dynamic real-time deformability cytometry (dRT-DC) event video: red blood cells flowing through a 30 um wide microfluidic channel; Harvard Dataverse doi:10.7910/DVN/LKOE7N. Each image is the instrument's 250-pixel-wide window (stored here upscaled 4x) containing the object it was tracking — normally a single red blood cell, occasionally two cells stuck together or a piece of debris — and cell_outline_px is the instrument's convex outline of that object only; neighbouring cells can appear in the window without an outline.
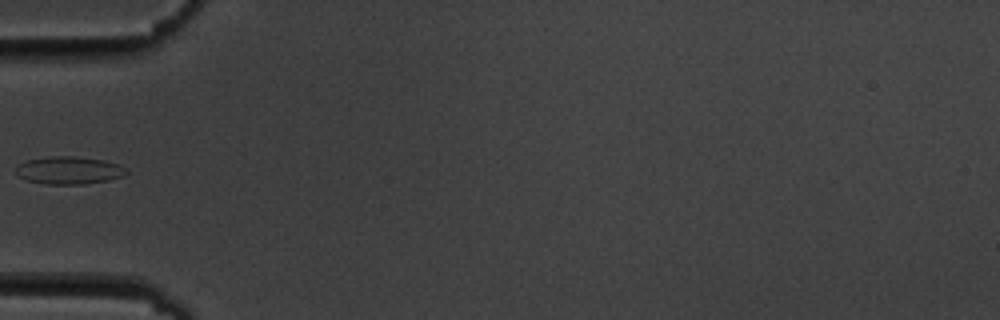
{"species": "common noctule bat (a hibernating species)", "species_latin": "Nyctalus noctula", "temperature_condition": "cold", "stored_images_in_passage": 5, "camera_frame_rate_fps": 3000, "um_per_image_px": 0.085, "animal": {"sex": "male", "body_mass_g": 19.5, "forearm_length_mm": 54.6}, "frame": {"image": 1, "passage_image": 4, "time_ms": 3.667, "image_size_px": [1000, 320], "cell_outline_px": [[128, 172], [124, 176], [108, 180], [84, 184], [44, 184], [24, 180], [16, 176], [16, 168], [24, 160], [48, 156], [72, 156], [104, 160], [120, 164]], "centroid_in_image_um": [5.82, 14.48], "position_along_channel_um": 79.2, "area_um2": 18.03}}
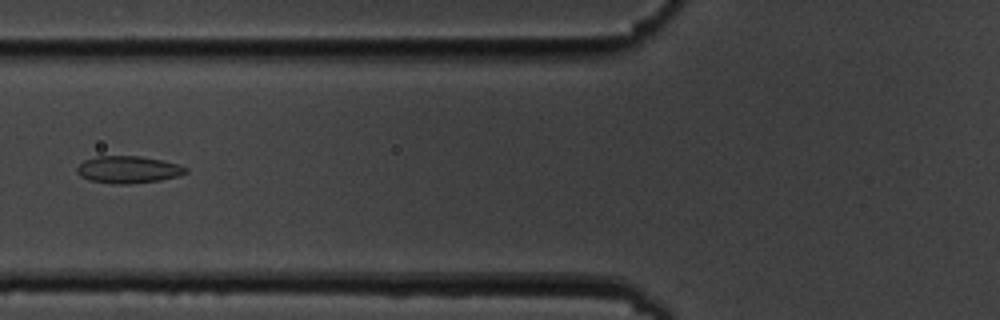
{"frame": {"image": 2, "passage_image": 5, "time_ms": 4.667, "image_size_px": [1000, 320], "cell_outline_px": [[188, 172], [180, 176], [160, 180], [128, 184], [112, 184], [88, 180], [80, 176], [76, 172], [76, 168], [84, 160], [96, 156], [140, 156], [160, 160], [176, 164], [188, 168]], "centroid_in_image_um": [10.87, 14.42], "position_along_channel_um": 114.9, "area_um2": 17.28}}